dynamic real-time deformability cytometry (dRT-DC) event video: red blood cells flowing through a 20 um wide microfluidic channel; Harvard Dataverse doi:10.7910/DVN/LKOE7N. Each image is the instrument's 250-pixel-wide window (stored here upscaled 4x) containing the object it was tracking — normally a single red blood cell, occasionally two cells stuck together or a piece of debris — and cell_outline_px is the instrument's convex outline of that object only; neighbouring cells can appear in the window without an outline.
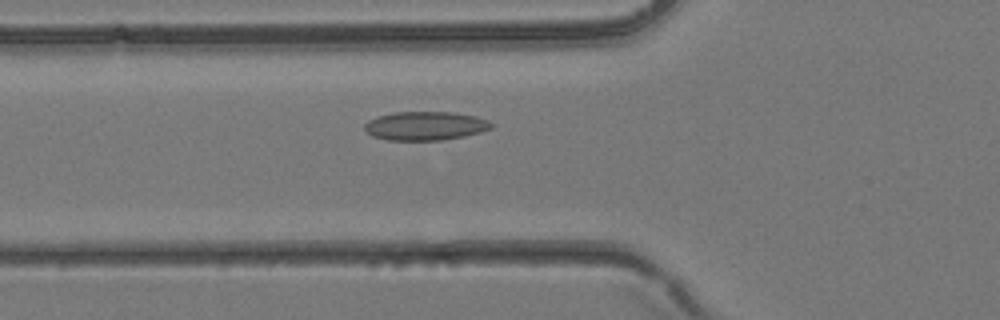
{"species": "common noctule bat (a hibernating species)", "species_latin": "Nyctalus noctula", "temperature_condition": "room temperature", "stored_images_in_passage": 37, "camera_frame_rate_fps": 3000, "um_per_image_px": 0.085, "animal": {"sex": "female", "body_mass_g": 24.6, "forearm_length_mm": 56.2}, "frame": {"image": 1, "passage_image": 12, "time_ms": 3.667, "image_size_px": [1000, 320], "cell_outline_px": [[492, 128], [480, 132], [464, 136], [444, 140], [388, 140], [372, 136], [364, 128], [364, 124], [368, 120], [376, 116], [392, 112], [452, 112], [476, 116], [488, 120], [492, 124]], "centroid_in_image_um": [36.13, 10.69], "position_along_channel_um": 89.7, "area_um2": 21.33}}
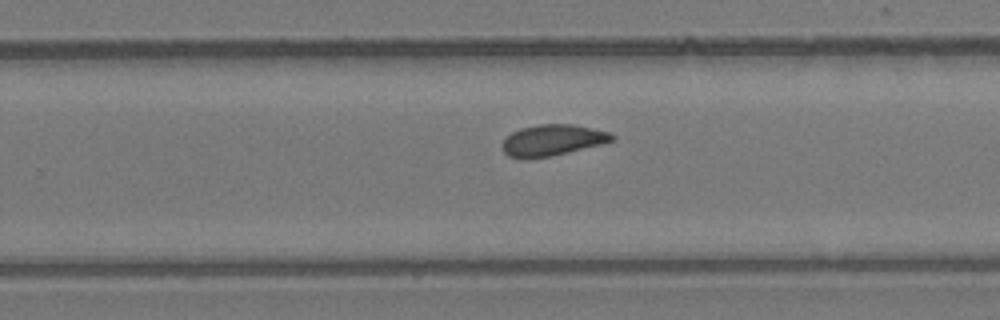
{"frame": {"image": 2, "passage_image": 23, "time_ms": 7.333, "image_size_px": [1000, 320], "cell_outline_px": [[616, 136], [612, 140], [600, 144], [552, 156], [528, 160], [524, 160], [508, 156], [504, 152], [500, 144], [512, 132], [520, 128], [540, 124], [572, 124], [608, 132]], "centroid_in_image_um": [46.88, 11.94], "position_along_channel_um": 282.9, "area_um2": 19.94}}
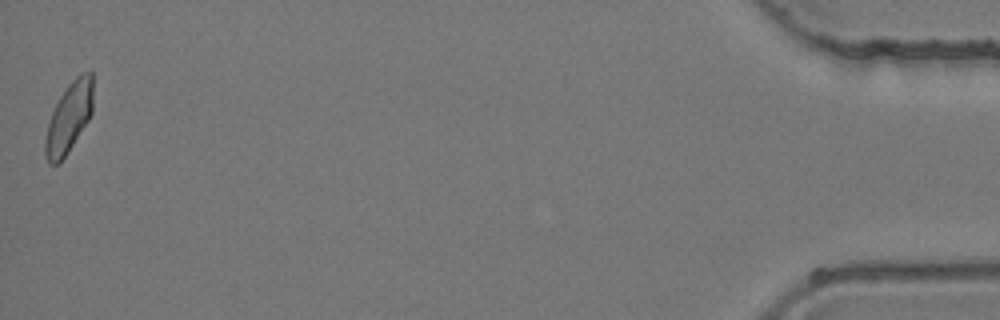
{"frame": {"image": 3, "passage_image": 37, "time_ms": 12.0, "image_size_px": [1000, 320], "cell_outline_px": [[92, 112], [88, 120], [68, 152], [56, 164], [48, 164], [44, 156], [44, 140], [48, 124], [52, 112], [60, 96], [68, 84], [80, 72], [92, 72]], "centroid_in_image_um": [5.84, 10.0], "position_along_channel_um": 429.4, "area_um2": 19.36}}